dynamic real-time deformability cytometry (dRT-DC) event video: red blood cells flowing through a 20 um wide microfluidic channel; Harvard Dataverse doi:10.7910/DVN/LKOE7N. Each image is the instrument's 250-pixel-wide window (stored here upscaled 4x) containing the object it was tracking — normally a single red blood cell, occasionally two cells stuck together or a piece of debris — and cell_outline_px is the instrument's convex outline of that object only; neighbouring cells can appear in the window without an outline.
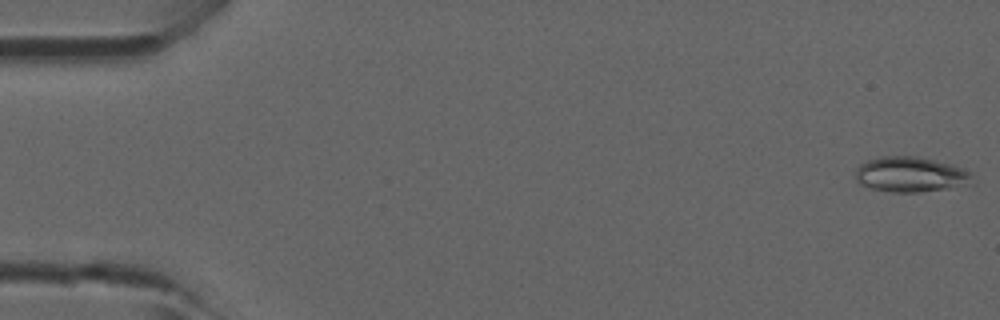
{"species": "common noctule bat (a hibernating species)", "species_latin": "Nyctalus noctula", "temperature_condition": "room temperature", "stored_images_in_passage": 45, "camera_frame_rate_fps": 3000, "um_per_image_px": 0.085, "animal": {"sex": "male", "forearm_length_mm": 52.5}, "frame": {"image": 1, "passage_image": 1, "time_ms": 0.0, "image_size_px": [1000, 320], "cell_outline_px": [[972, 184], [948, 188], [920, 192], [892, 192], [872, 188], [860, 184], [856, 180], [856, 168], [860, 164], [868, 160], [880, 156], [920, 156], [952, 164], [964, 168], [968, 172]], "centroid_in_image_um": [77.38, 14.82], "position_along_channel_um": 7.6, "area_um2": 23.99}}
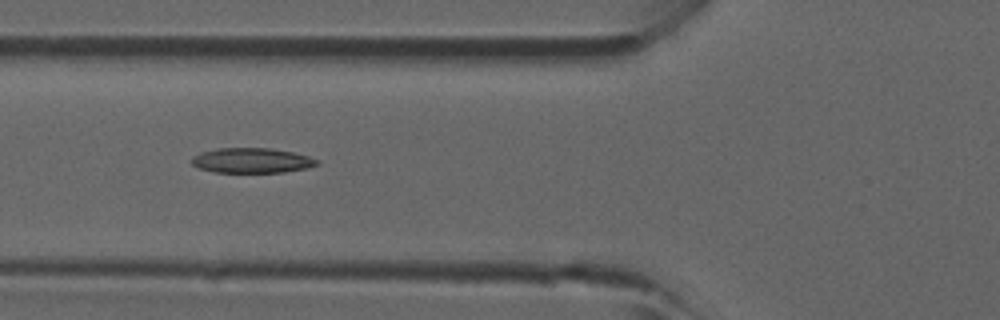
{"frame": {"image": 2, "passage_image": 17, "time_ms": 5.333, "image_size_px": [1000, 320], "cell_outline_px": [[320, 164], [308, 168], [284, 172], [216, 172], [196, 168], [192, 164], [192, 156], [200, 152], [216, 148], [272, 148], [292, 152], [308, 156], [320, 160]], "centroid_in_image_um": [21.4, 13.64], "position_along_channel_um": 104.4, "area_um2": 18.44}}
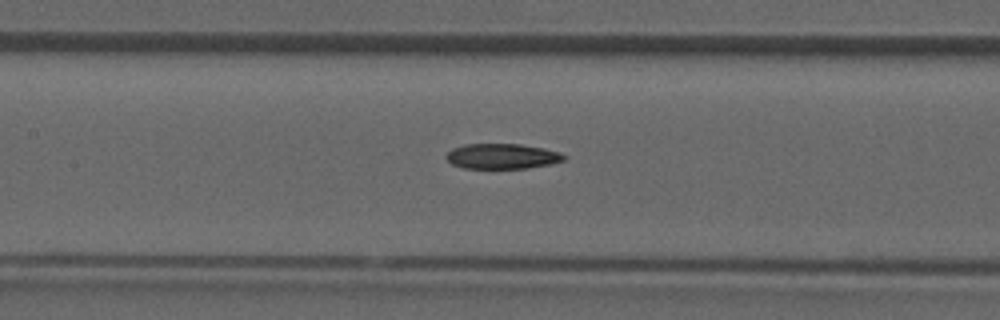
{"frame": {"image": 3, "passage_image": 21, "time_ms": 6.667, "image_size_px": [1000, 320], "cell_outline_px": [[568, 156], [564, 160], [548, 164], [528, 168], [464, 168], [452, 164], [444, 156], [452, 148], [464, 144], [520, 144], [544, 148], [560, 152]], "centroid_in_image_um": [42.68, 13.27], "position_along_channel_um": 164.7, "area_um2": 17.34}}